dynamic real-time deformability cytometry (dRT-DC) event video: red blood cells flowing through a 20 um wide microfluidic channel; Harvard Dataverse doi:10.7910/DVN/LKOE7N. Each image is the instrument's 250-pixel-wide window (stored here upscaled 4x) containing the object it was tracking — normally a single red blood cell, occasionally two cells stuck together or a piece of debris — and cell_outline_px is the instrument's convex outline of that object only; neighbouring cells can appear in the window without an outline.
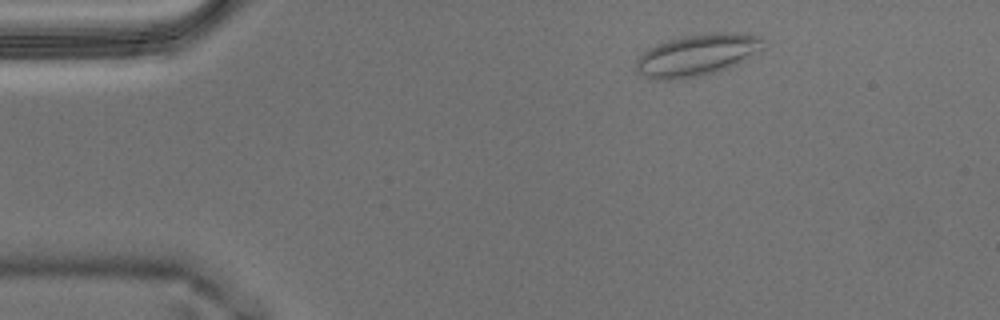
{"species": "Egyptian fruit bat (a non-hibernating species)", "species_latin": "Rousettus aegyptiacus", "temperature_condition": "warm", "stored_images_in_passage": 48, "camera_frame_rate_fps": 3000, "um_per_image_px": 0.085, "animal": {"sex": "male"}, "frame": {"image": 1, "passage_image": 1, "time_ms": 0.0, "image_size_px": [1000, 320], "cell_outline_px": [[764, 48], [744, 60], [728, 68], [716, 72], [700, 76], [676, 80], [656, 80], [640, 72], [636, 68], [636, 60], [648, 48], [656, 44], [668, 40], [684, 36], [712, 32], [736, 32], [760, 36], [764, 40]], "centroid_in_image_um": [59.29, 4.67], "position_along_channel_um": 25.7, "area_um2": 30.92}}
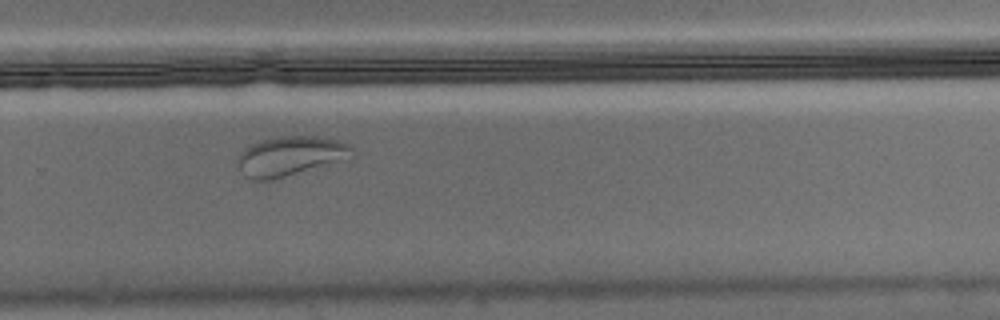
{"frame": {"image": 2, "passage_image": 30, "time_ms": 9.667, "image_size_px": [1000, 320], "cell_outline_px": [[356, 156], [272, 180], [252, 180], [236, 164], [236, 160], [240, 152], [244, 148], [260, 140], [276, 136], [316, 136], [340, 140], [352, 144]], "centroid_in_image_um": [24.71, 13.24], "position_along_channel_um": 305.1, "area_um2": 26.53}}
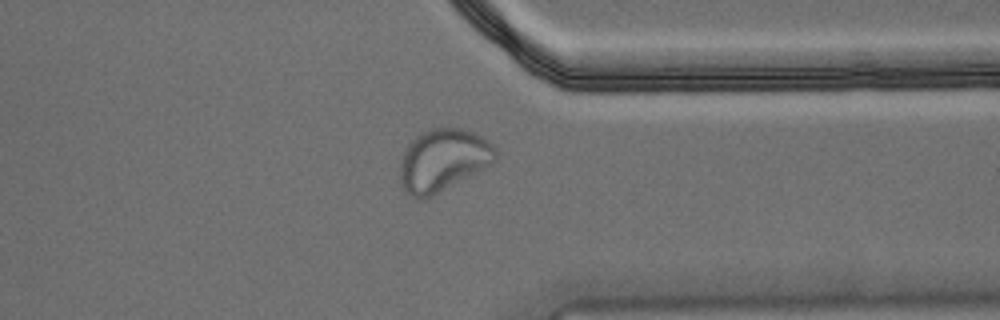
{"frame": {"image": 3, "passage_image": 36, "time_ms": 11.667, "image_size_px": [1000, 320], "cell_outline_px": [[496, 160], [484, 168], [432, 196], [424, 200], [416, 200], [404, 192], [400, 184], [400, 160], [408, 144], [420, 132], [428, 128], [460, 128], [472, 132], [480, 136], [492, 144], [496, 148]], "centroid_in_image_um": [37.6, 13.63], "position_along_channel_um": 373.8, "area_um2": 34.8}}